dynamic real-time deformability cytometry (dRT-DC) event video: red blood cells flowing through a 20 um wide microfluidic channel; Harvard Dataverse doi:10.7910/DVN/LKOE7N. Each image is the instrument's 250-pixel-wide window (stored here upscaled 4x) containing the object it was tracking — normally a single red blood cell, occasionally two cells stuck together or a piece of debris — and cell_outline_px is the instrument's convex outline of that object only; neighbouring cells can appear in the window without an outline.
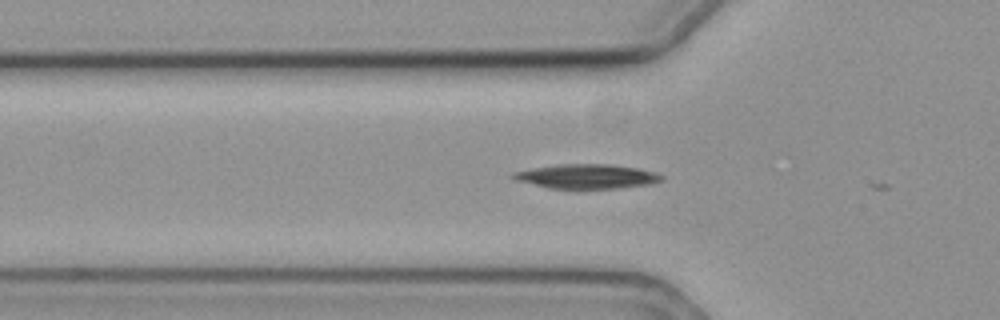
{"species": "common noctule bat (a hibernating species)", "species_latin": "Nyctalus noctula", "temperature_condition": "cold", "stored_images_in_passage": 5, "camera_frame_rate_fps": 3000, "um_per_image_px": 0.085, "animal": {"sex": "female", "body_mass_g": 19.3, "forearm_length_mm": 54.1}, "frame": {"image": 1, "passage_image": 2, "time_ms": 0.333, "image_size_px": [1000, 320], "cell_outline_px": [[664, 180], [652, 184], [620, 188], [580, 192], [576, 192], [548, 188], [516, 180], [508, 176], [512, 172], [560, 164], [612, 164], [636, 168], [656, 172], [664, 176]], "centroid_in_image_um": [49.89, 15.05], "position_along_channel_um": 75.9, "area_um2": 22.2}}